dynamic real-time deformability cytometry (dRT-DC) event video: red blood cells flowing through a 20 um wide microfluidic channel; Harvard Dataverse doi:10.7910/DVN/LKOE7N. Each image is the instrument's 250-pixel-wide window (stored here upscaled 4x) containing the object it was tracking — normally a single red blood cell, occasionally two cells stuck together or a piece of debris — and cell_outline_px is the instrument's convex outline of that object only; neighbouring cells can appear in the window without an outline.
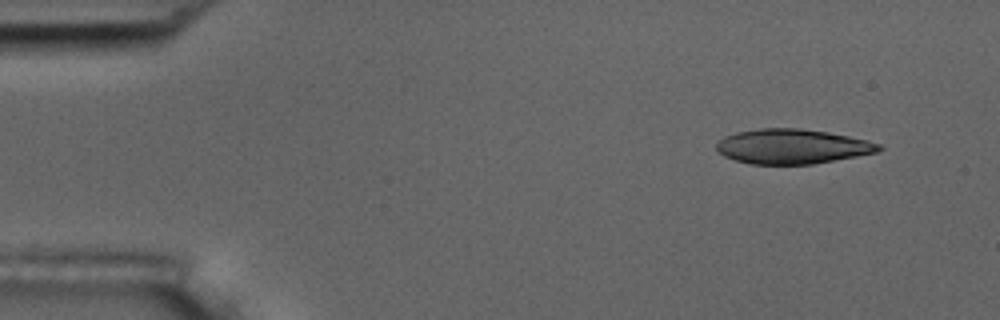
{"species": "common noctule bat (a hibernating species)", "species_latin": "Nyctalus noctula", "temperature_condition": "room temperature", "stored_images_in_passage": 6, "segment_of_instrument_passage": [1, 2], "camera_frame_rate_fps": 3000, "um_per_image_px": 0.085, "animal": {"sex": "male", "body_mass_g": 17.5, "forearm_length_mm": 52.3}, "frame": {"image": 1, "passage_image": 2, "time_ms": 1.0, "image_size_px": [1000, 320], "cell_outline_px": [[884, 148], [876, 152], [856, 156], [812, 164], [752, 164], [736, 160], [724, 156], [716, 148], [716, 144], [724, 136], [736, 132], [760, 128], [800, 128], [828, 132], [868, 140], [880, 144]], "centroid_in_image_um": [67.34, 12.44], "position_along_channel_um": 17.7, "area_um2": 32.71}}